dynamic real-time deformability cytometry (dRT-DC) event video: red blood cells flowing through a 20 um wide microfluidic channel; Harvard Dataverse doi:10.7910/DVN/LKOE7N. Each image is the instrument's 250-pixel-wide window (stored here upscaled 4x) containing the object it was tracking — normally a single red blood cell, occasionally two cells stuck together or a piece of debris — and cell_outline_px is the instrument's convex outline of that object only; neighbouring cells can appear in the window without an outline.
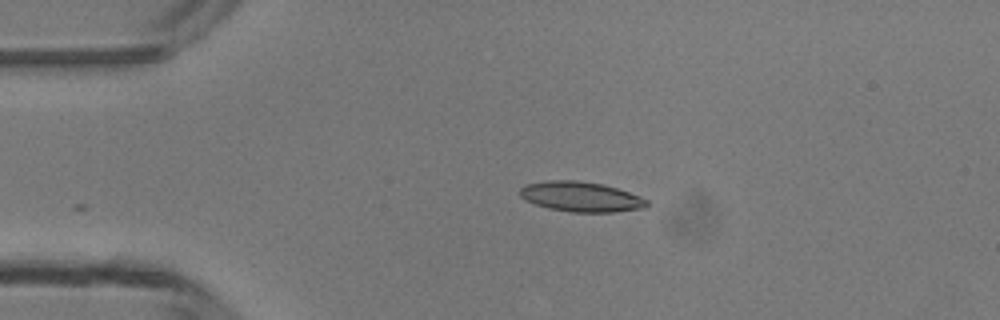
{"species": "common noctule bat (a hibernating species)", "species_latin": "Nyctalus noctula", "temperature_condition": "room temperature", "stored_images_in_passage": 30, "camera_frame_rate_fps": 3000, "um_per_image_px": 0.085, "animal": {"sex": "male", "body_mass_g": 13.3}, "frame": {"image": 1, "passage_image": 1, "time_ms": 0.0, "image_size_px": [1000, 320], "cell_outline_px": [[648, 204], [644, 208], [612, 212], [572, 212], [548, 208], [536, 204], [520, 196], [520, 188], [524, 184], [548, 180], [576, 180], [604, 184], [640, 196], [648, 200]], "centroid_in_image_um": [49.37, 16.71], "position_along_channel_um": 35.6, "area_um2": 22.14}}
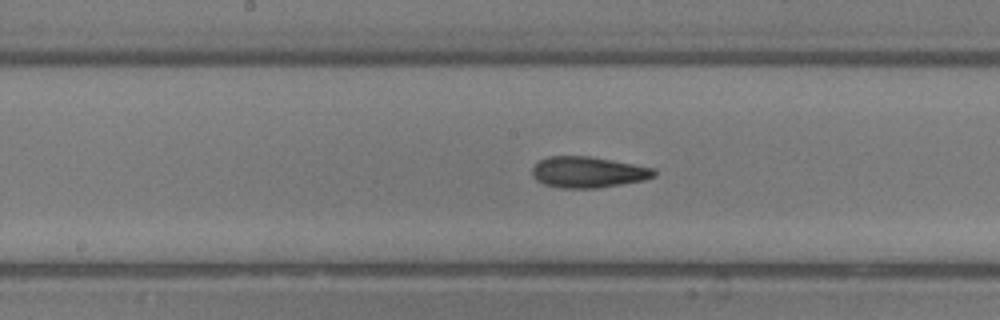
{"frame": {"image": 2, "passage_image": 15, "time_ms": 4.667, "image_size_px": [1000, 320], "cell_outline_px": [[656, 176], [644, 180], [596, 188], [560, 188], [544, 184], [536, 180], [532, 176], [532, 168], [540, 160], [548, 156], [588, 156], [632, 164], [652, 168], [656, 172]], "centroid_in_image_um": [49.94, 14.64], "position_along_channel_um": 198.3, "area_um2": 21.85}}
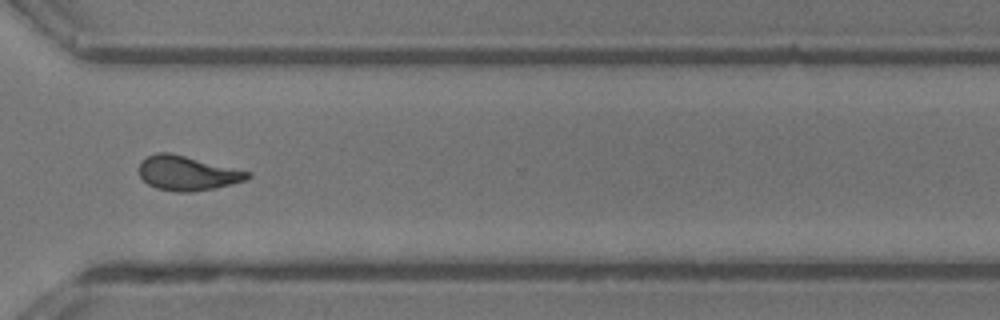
{"frame": {"image": 3, "passage_image": 26, "time_ms": 8.333, "image_size_px": [1000, 320], "cell_outline_px": [[252, 176], [248, 180], [232, 184], [192, 192], [176, 192], [156, 188], [148, 184], [140, 176], [140, 164], [148, 156], [156, 152], [168, 152], [252, 172]], "centroid_in_image_um": [15.96, 14.73], "position_along_channel_um": 354.6, "area_um2": 21.68}, "authors_computed_cell_mechanics": {"area_um2": 21.8773, "velocity_mm_per_s": 4.2727, "shape_relaxation_time_tau1_ms": 7.8794, "shape_relaxation_time_tau2_ms": 2.4708, "deformation_change_tau1": 0.2154, "deformation_change_tau2": 0.1055}}